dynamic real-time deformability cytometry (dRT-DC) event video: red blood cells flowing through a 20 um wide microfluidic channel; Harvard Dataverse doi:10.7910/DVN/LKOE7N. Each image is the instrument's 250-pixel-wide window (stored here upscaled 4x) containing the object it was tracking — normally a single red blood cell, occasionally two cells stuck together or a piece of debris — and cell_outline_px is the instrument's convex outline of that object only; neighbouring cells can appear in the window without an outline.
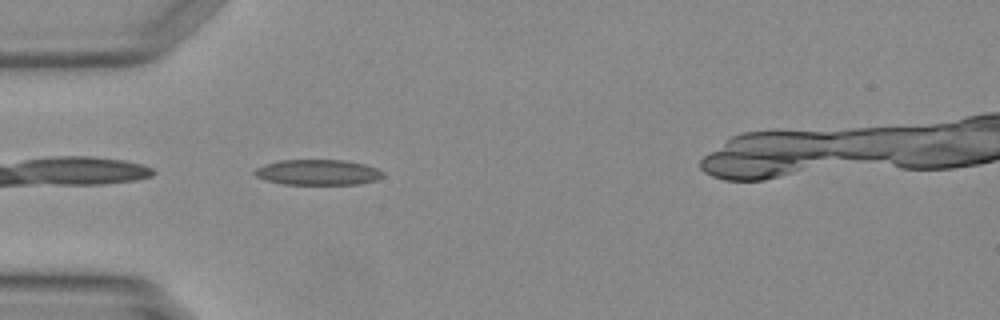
{"species": "Egyptian fruit bat (a non-hibernating species)", "species_latin": "Rousettus aegyptiacus", "temperature_condition": "warm", "stored_images_in_passage": 32, "camera_frame_rate_fps": 3000, "um_per_image_px": 0.085, "animal": {"sex": "female"}, "frame": {"image": 1, "passage_image": 1, "time_ms": 0.0, "image_size_px": [1000, 320], "cell_outline_px": [[384, 176], [376, 180], [360, 184], [284, 184], [268, 180], [256, 176], [252, 172], [256, 168], [280, 160], [344, 160], [364, 164], [376, 168], [384, 172]], "centroid_in_image_um": [27.06, 14.64], "position_along_channel_um": 57.9, "area_um2": 18.9}}
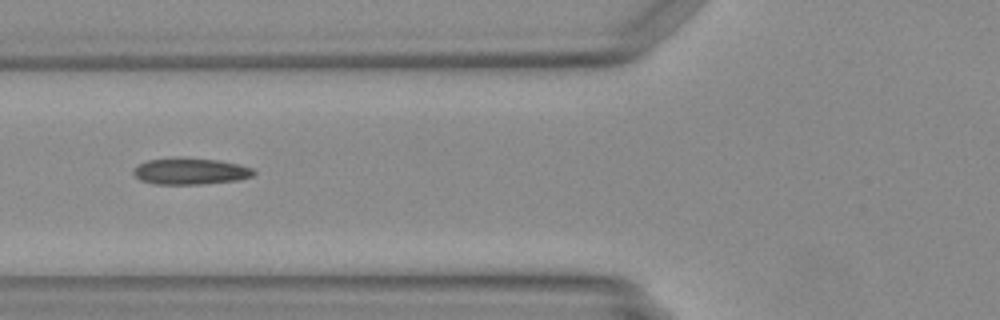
{"frame": {"image": 2, "passage_image": 5, "time_ms": 1.333, "image_size_px": [1000, 320], "cell_outline_px": [[256, 172], [252, 176], [236, 180], [200, 184], [156, 184], [140, 180], [132, 172], [132, 168], [148, 160], [180, 156], [216, 160], [240, 164], [252, 168]], "centroid_in_image_um": [16.15, 14.54], "position_along_channel_um": 109.6, "area_um2": 18.67}}